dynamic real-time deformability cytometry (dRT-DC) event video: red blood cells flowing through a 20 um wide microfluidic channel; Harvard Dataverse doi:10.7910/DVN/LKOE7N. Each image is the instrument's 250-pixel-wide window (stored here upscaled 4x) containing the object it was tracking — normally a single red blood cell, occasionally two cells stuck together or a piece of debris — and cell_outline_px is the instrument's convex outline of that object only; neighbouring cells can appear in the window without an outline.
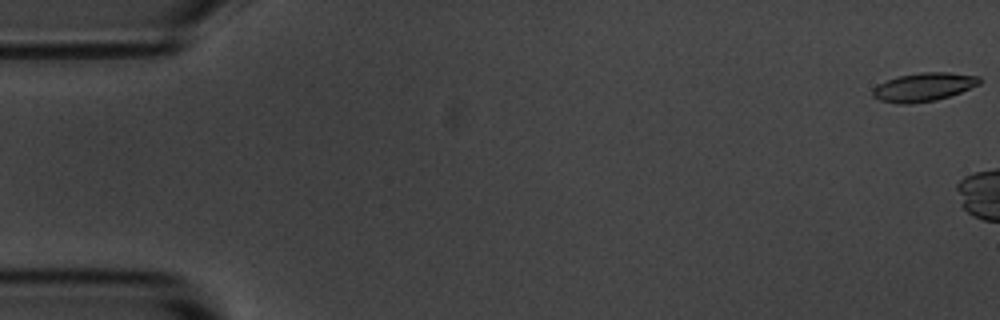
{"species": "common noctule bat (a hibernating species)", "species_latin": "Nyctalus noctula", "temperature_condition": "room temperature", "stored_images_in_passage": 3, "camera_frame_rate_fps": 3000, "um_per_image_px": 0.085, "animal": {"sex": "male", "body_mass_g": 20.1, "forearm_length_mm": 53.5}, "frame": {"image": 1, "passage_image": 1, "time_ms": 0.0, "image_size_px": [1000, 320], "cell_outline_px": [[980, 84], [960, 92], [936, 100], [912, 104], [896, 104], [880, 100], [872, 96], [872, 88], [876, 84], [900, 76], [920, 72], [948, 72], [980, 76]], "centroid_in_image_um": [78.48, 7.4], "position_along_channel_um": 6.5, "area_um2": 17.8}}